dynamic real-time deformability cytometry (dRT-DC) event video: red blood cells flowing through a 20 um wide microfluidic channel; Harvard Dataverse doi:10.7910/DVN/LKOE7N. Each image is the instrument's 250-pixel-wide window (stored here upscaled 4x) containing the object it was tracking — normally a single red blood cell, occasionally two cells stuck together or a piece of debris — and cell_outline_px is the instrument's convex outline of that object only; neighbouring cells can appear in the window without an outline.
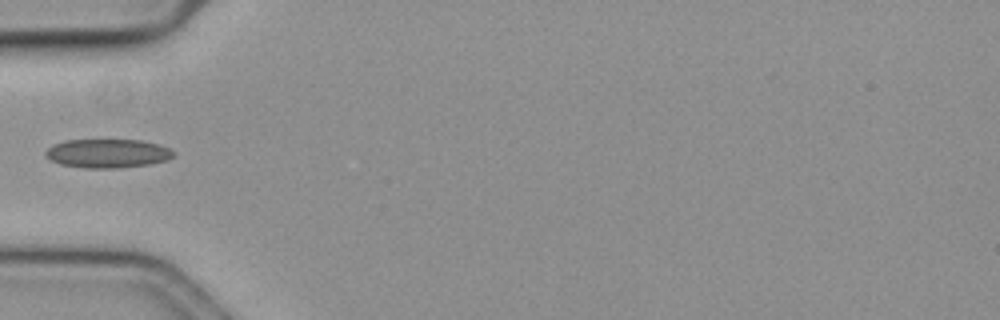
{"species": "common noctule bat (a hibernating species)", "species_latin": "Nyctalus noctula", "temperature_condition": "cold", "stored_images_in_passage": 39, "camera_frame_rate_fps": 3000, "um_per_image_px": 0.085, "animal": {"sex": "female", "body_mass_g": 19.3, "forearm_length_mm": 54.1}, "frame": {"image": 1, "passage_image": 1, "time_ms": 0.0, "image_size_px": [1000, 320], "cell_outline_px": [[176, 152], [168, 160], [148, 164], [120, 168], [84, 168], [60, 164], [44, 156], [44, 152], [52, 144], [64, 140], [140, 140], [156, 144], [168, 148]], "centroid_in_image_um": [9.1, 13.04], "position_along_channel_um": 75.9, "area_um2": 21.5}}
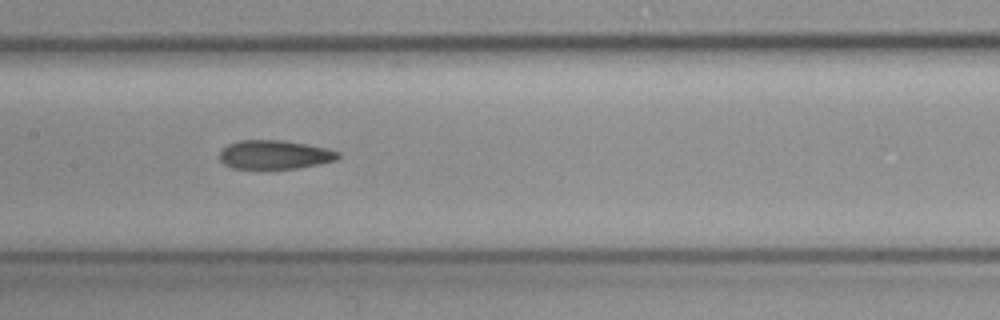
{"frame": {"image": 2, "passage_image": 10, "time_ms": 3.0, "image_size_px": [1000, 320], "cell_outline_px": [[340, 156], [336, 160], [320, 164], [296, 168], [232, 168], [224, 164], [220, 160], [220, 152], [228, 144], [236, 140], [284, 140], [328, 148], [340, 152]], "centroid_in_image_um": [23.36, 13.13], "position_along_channel_um": 184.0, "area_um2": 19.94}}
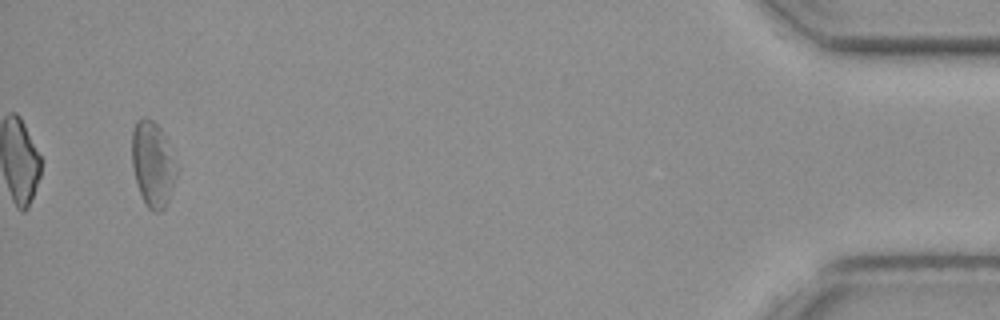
{"frame": {"image": 3, "passage_image": 37, "time_ms": 12.0, "image_size_px": [1000, 320], "cell_outline_px": [[180, 168], [176, 180], [168, 200], [164, 208], [160, 212], [156, 212], [148, 208], [136, 184], [132, 168], [132, 132], [136, 120], [140, 116], [148, 116], [160, 128]], "centroid_in_image_um": [13.0, 13.92], "position_along_channel_um": 422.2, "area_um2": 22.6}}